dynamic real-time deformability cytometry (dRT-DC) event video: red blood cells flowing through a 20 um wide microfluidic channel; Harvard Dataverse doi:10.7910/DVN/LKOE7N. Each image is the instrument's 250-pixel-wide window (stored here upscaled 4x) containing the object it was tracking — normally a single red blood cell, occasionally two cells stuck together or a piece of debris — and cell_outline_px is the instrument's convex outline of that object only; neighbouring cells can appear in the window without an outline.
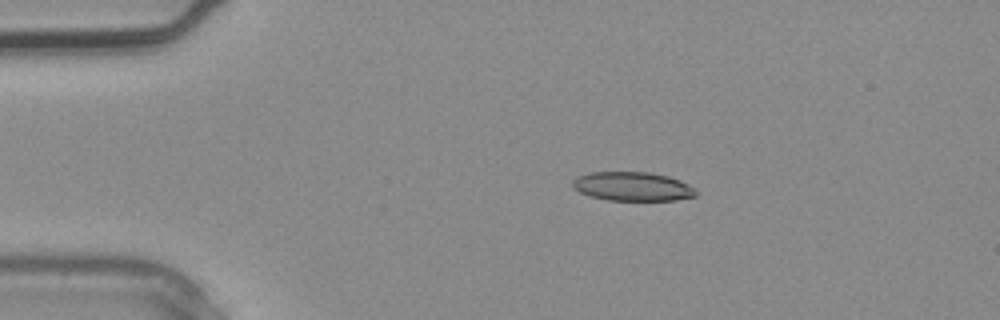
{"species": "common noctule bat (a hibernating species)", "species_latin": "Nyctalus noctula", "temperature_condition": "warm", "stored_images_in_passage": 3, "camera_frame_rate_fps": 3000, "um_per_image_px": 0.085, "animal": {"sex": "male", "body_mass_g": 20.4}, "frame": {"image": 1, "passage_image": 2, "time_ms": 0.333, "image_size_px": [1000, 320], "cell_outline_px": [[696, 196], [676, 200], [608, 200], [588, 196], [572, 188], [572, 180], [576, 176], [588, 172], [648, 172], [668, 176], [680, 180], [688, 184], [696, 192]], "centroid_in_image_um": [53.7, 15.84], "position_along_channel_um": 31.3, "area_um2": 20.92}}
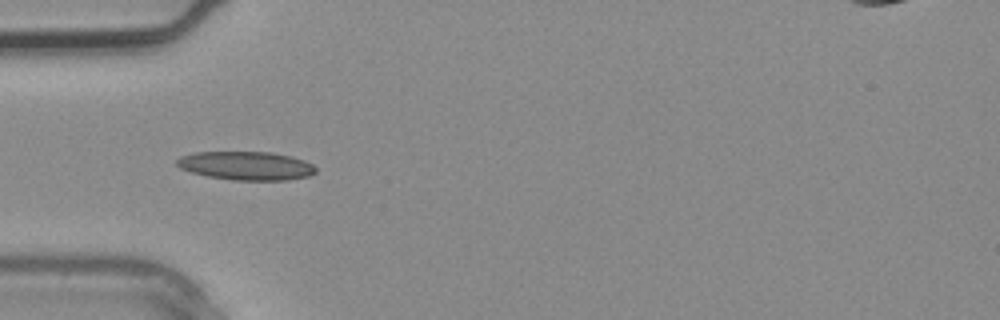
{"frame": {"image": 2, "passage_image": 3, "time_ms": 0.667, "image_size_px": [1000, 320], "cell_outline_px": [[316, 172], [308, 176], [288, 180], [232, 180], [208, 176], [192, 172], [180, 168], [176, 164], [176, 160], [180, 156], [196, 152], [272, 152], [292, 156], [304, 160], [312, 164], [316, 168]], "centroid_in_image_um": [20.94, 14.08], "position_along_channel_um": 64.1, "area_um2": 23.18}}